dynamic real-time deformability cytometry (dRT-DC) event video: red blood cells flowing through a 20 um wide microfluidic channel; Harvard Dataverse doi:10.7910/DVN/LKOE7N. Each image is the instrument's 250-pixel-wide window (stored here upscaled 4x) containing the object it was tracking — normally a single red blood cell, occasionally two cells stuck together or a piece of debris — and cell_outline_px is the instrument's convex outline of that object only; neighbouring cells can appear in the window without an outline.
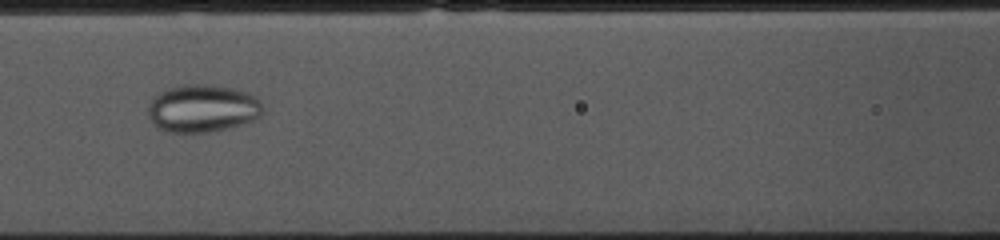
{"species": "common noctule bat (a hibernating species)", "species_latin": "Nyctalus noctula", "temperature_condition": "cold", "stored_images_in_passage": 55, "camera_frame_rate_fps": 3000, "um_per_image_px": 0.085, "animal": {"sex": "female", "body_mass_g": 10.0, "forearm_length_mm": 53.1}, "frame": {"image": 1, "passage_image": 22, "time_ms": 7.0, "image_size_px": [1000, 240], "cell_outline_px": [[264, 108], [260, 116], [252, 120], [240, 124], [224, 128], [204, 132], [168, 132], [152, 124], [148, 116], [148, 108], [152, 96], [176, 84], [212, 84], [232, 88], [248, 92], [256, 96], [260, 100]], "centroid_in_image_um": [17.19, 9.18], "position_along_channel_um": 149.4, "area_um2": 32.08}}
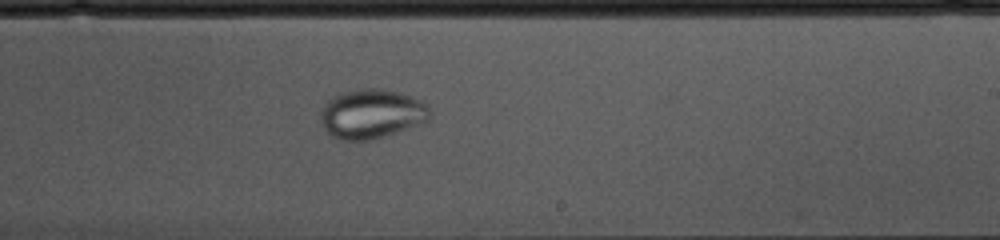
{"frame": {"image": 2, "passage_image": 31, "time_ms": 10.0, "image_size_px": [1000, 240], "cell_outline_px": [[432, 116], [428, 120], [384, 136], [368, 140], [344, 140], [332, 136], [324, 128], [320, 116], [320, 112], [324, 104], [332, 96], [340, 92], [364, 88], [380, 88], [400, 92], [412, 96], [428, 104]], "centroid_in_image_um": [31.58, 9.65], "position_along_channel_um": 257.4, "area_um2": 31.44}}
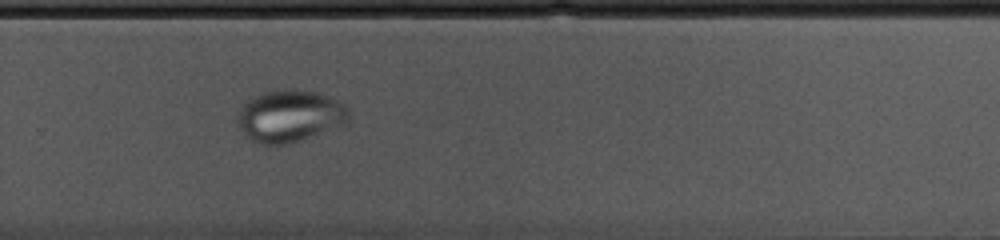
{"frame": {"image": 3, "passage_image": 35, "time_ms": 11.333, "image_size_px": [1000, 240], "cell_outline_px": [[348, 124], [288, 144], [260, 144], [252, 140], [244, 132], [236, 120], [236, 116], [240, 104], [244, 100], [260, 92], [312, 92], [328, 96], [348, 104]], "centroid_in_image_um": [24.63, 9.88], "position_along_channel_um": 305.2, "area_um2": 33.47}}